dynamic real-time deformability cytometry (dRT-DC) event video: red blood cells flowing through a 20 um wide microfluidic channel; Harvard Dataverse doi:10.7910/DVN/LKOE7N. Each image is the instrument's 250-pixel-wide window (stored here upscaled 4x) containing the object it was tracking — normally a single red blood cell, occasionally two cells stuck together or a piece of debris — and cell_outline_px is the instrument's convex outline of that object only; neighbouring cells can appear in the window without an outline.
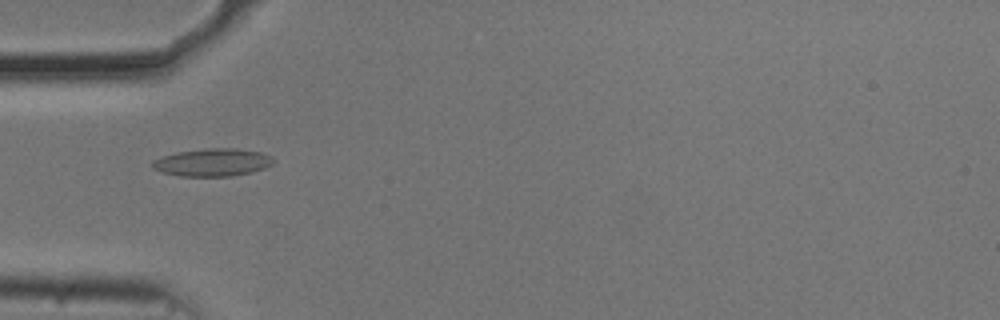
{"species": "common noctule bat (a hibernating species)", "species_latin": "Nyctalus noctula", "temperature_condition": "cold", "stored_images_in_passage": 38, "camera_frame_rate_fps": 3000, "um_per_image_px": 0.085, "animal": {"sex": "male", "body_mass_g": 20.5, "forearm_length_mm": 52.5}, "frame": {"image": 1, "passage_image": 1, "time_ms": 0.0, "image_size_px": [1000, 320], "cell_outline_px": [[276, 160], [272, 164], [264, 168], [252, 172], [232, 176], [180, 176], [164, 172], [152, 168], [152, 160], [160, 156], [176, 152], [208, 148], [236, 148], [260, 152], [272, 156]], "centroid_in_image_um": [18.07, 13.79], "position_along_channel_um": 66.9, "area_um2": 19.65}}
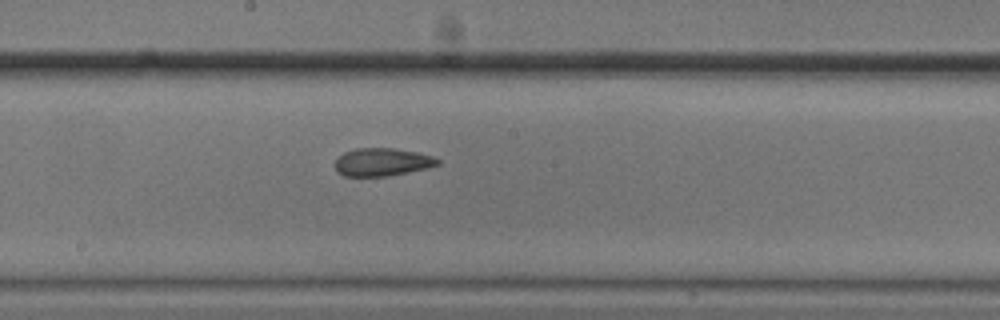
{"frame": {"image": 2, "passage_image": 13, "time_ms": 4.0, "image_size_px": [1000, 320], "cell_outline_px": [[440, 164], [428, 168], [388, 176], [344, 176], [336, 172], [336, 160], [344, 152], [356, 148], [392, 148], [416, 152], [432, 156], [440, 160]], "centroid_in_image_um": [32.49, 13.78], "position_along_channel_um": 215.7, "area_um2": 16.65}}
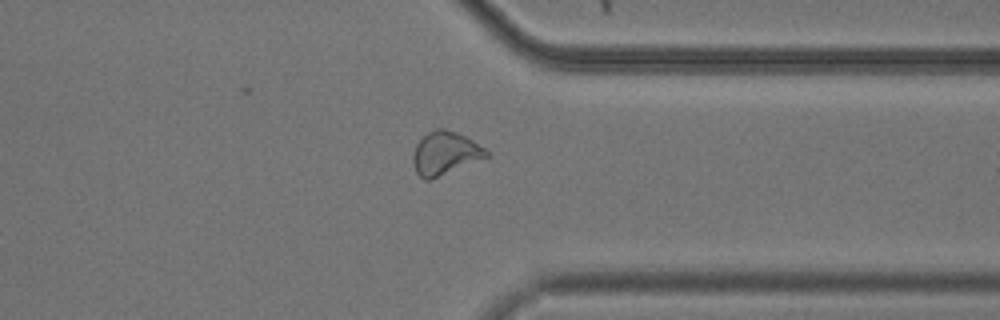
{"frame": {"image": 3, "passage_image": 26, "time_ms": 8.333, "image_size_px": [1000, 320], "cell_outline_px": [[488, 156], [428, 180], [424, 180], [416, 172], [412, 160], [412, 156], [416, 144], [428, 132], [436, 128], [444, 128], [456, 132], [472, 140], [484, 148], [488, 152]], "centroid_in_image_um": [37.79, 13.0], "position_along_channel_um": 373.6, "area_um2": 17.98}, "authors_computed_cell_mechanics": {"area_um2": 17.1377, "velocity_mm_per_s": 3.7061, "shape_relaxation_time_tau1_ms": null, "shape_relaxation_time_tau2_ms": 3.039, "deformation_change_tau1": null, "deformation_change_tau2": 0.0985}}